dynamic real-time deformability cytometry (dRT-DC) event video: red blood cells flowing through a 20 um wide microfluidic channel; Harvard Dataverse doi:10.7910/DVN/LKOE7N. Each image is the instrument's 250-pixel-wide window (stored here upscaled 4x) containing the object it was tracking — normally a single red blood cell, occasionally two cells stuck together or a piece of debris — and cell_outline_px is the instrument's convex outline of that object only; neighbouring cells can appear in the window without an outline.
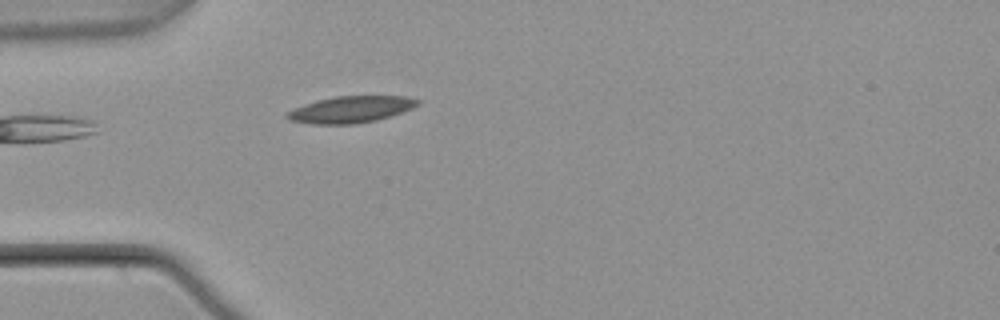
{"species": "common noctule bat (a hibernating species)", "species_latin": "Nyctalus noctula", "temperature_condition": "warm", "stored_images_in_passage": 1, "camera_frame_rate_fps": 3000, "um_per_image_px": 0.085, "animal": {"sex": "male", "body_mass_g": 21.5, "forearm_length_mm": 52.0}, "frame": {"image": 1, "passage_image": 1, "time_ms": 0.0, "image_size_px": [1000, 320], "cell_outline_px": [[420, 104], [412, 108], [392, 116], [376, 120], [352, 124], [312, 124], [288, 120], [284, 116], [284, 112], [304, 104], [316, 100], [336, 96], [408, 96], [420, 100]], "centroid_in_image_um": [29.79, 9.3], "position_along_channel_um": 55.2, "area_um2": 20.46}}